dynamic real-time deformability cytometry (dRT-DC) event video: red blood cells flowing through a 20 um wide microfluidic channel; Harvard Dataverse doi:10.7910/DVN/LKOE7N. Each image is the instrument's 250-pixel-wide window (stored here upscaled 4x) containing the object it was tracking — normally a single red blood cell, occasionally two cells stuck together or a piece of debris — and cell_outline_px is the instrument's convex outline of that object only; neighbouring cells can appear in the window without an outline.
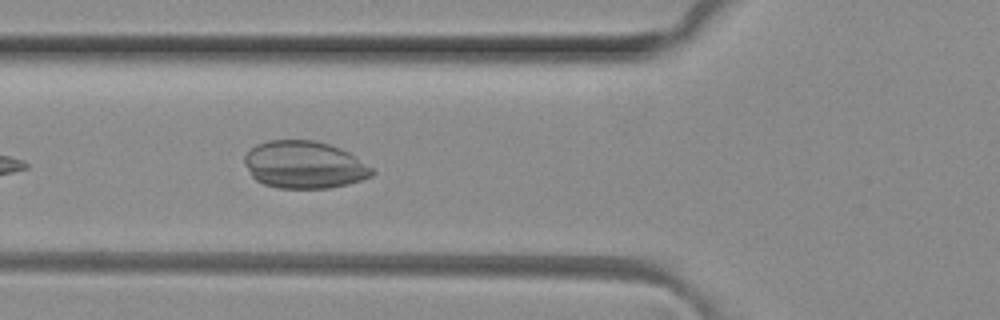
{"species": "common noctule bat (a hibernating species)", "species_latin": "Nyctalus noctula", "temperature_condition": "room temperature", "stored_images_in_passage": 6, "camera_frame_rate_fps": 3000, "um_per_image_px": 0.085, "animal": {"sex": "female", "body_mass_g": 29.2, "forearm_length_mm": 56.3}, "frame": {"image": 1, "passage_image": 6, "time_ms": 1.667, "image_size_px": [1000, 320], "cell_outline_px": [[376, 172], [372, 176], [348, 184], [328, 188], [276, 188], [264, 184], [256, 180], [252, 176], [244, 164], [244, 156], [256, 144], [268, 140], [316, 140], [340, 148], [348, 152], [372, 168]], "centroid_in_image_um": [25.85, 14.01], "position_along_channel_um": 100.0, "area_um2": 35.2}}